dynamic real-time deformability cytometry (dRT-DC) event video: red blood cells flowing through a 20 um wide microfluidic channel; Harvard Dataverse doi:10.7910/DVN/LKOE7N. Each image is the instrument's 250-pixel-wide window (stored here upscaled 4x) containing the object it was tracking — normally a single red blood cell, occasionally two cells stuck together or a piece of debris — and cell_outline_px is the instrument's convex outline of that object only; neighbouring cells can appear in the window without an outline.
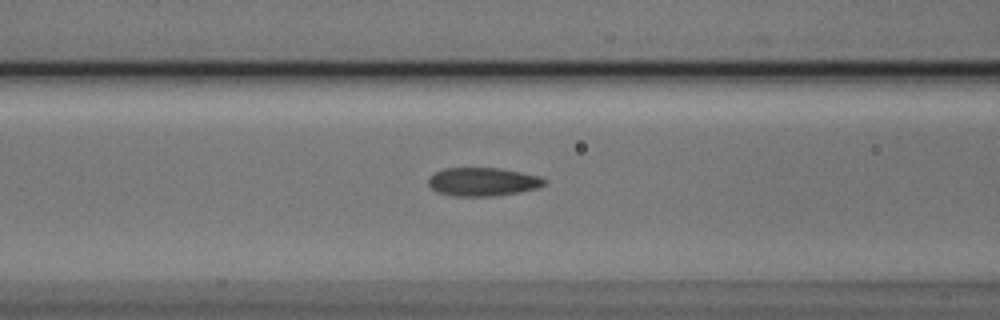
{"species": "Egyptian fruit bat (a non-hibernating species)", "species_latin": "Rousettus aegyptiacus", "temperature_condition": "cold", "stored_images_in_passage": 27, "camera_frame_rate_fps": 3000, "um_per_image_px": 0.085, "animal": {"sex": "male"}, "frame": {"image": 1, "passage_image": 5, "time_ms": 1.333, "image_size_px": [1000, 320], "cell_outline_px": [[548, 180], [544, 184], [536, 188], [516, 192], [492, 196], [452, 196], [436, 192], [428, 184], [428, 180], [436, 172], [444, 168], [500, 168], [540, 176]], "centroid_in_image_um": [41.02, 15.45], "position_along_channel_um": 125.6, "area_um2": 19.07}}
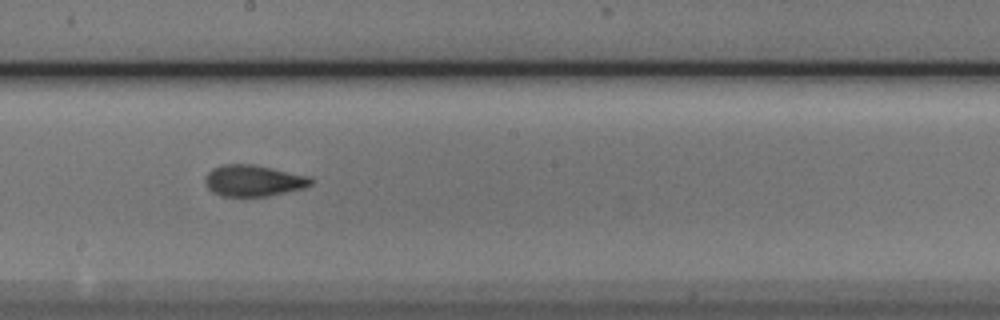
{"frame": {"image": 2, "passage_image": 13, "time_ms": 4.0, "image_size_px": [1000, 320], "cell_outline_px": [[312, 184], [304, 188], [268, 196], [220, 196], [212, 192], [208, 188], [204, 180], [204, 176], [212, 168], [220, 164], [252, 164], [312, 176]], "centroid_in_image_um": [21.53, 15.35], "position_along_channel_um": 226.7, "area_um2": 19.54}}
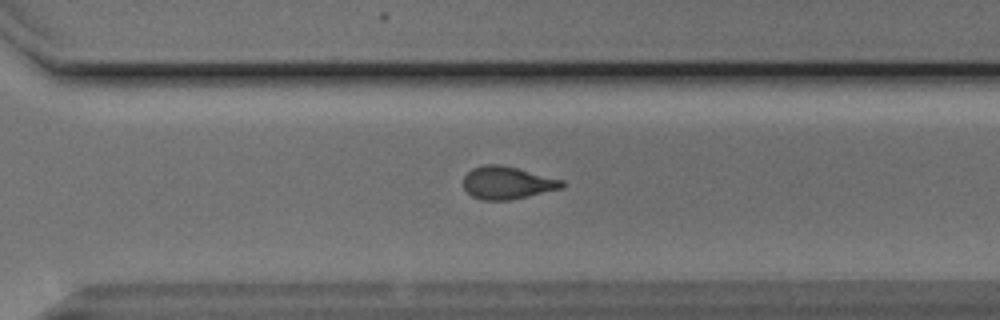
{"frame": {"image": 3, "passage_image": 21, "time_ms": 6.667, "image_size_px": [1000, 320], "cell_outline_px": [[564, 184], [560, 188], [528, 196], [508, 200], [484, 200], [472, 196], [464, 188], [464, 176], [472, 168], [484, 164], [500, 164], [564, 180]], "centroid_in_image_um": [43.08, 15.53], "position_along_channel_um": 327.5, "area_um2": 18.5}}